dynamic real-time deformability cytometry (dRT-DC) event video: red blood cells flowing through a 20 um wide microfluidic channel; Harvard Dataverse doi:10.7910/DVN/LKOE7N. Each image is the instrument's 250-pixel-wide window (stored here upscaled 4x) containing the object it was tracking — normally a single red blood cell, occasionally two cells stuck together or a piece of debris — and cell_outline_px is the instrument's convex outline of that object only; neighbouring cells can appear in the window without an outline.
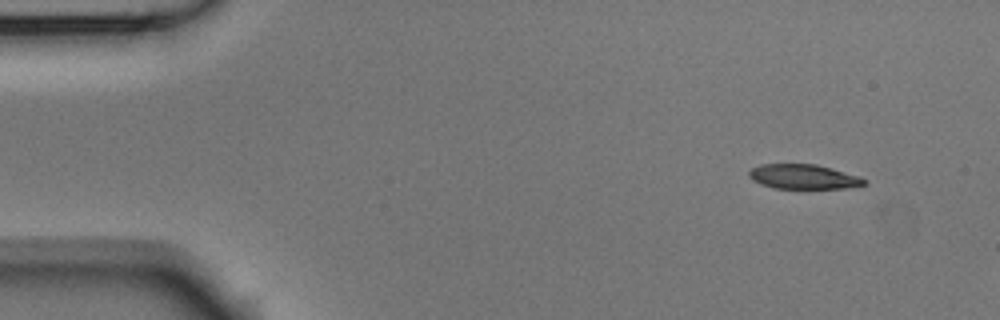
{"species": "Egyptian fruit bat (a non-hibernating species)", "species_latin": "Rousettus aegyptiacus", "temperature_condition": "room temperature", "stored_images_in_passage": 3, "camera_frame_rate_fps": 3000, "um_per_image_px": 0.085, "animal": {"sex": "male"}, "frame": {"image": 1, "passage_image": 1, "time_ms": 0.0, "image_size_px": [1000, 320], "cell_outline_px": [[868, 180], [864, 184], [844, 188], [776, 188], [760, 184], [752, 180], [748, 176], [748, 172], [752, 168], [760, 164], [816, 164], [860, 176]], "centroid_in_image_um": [68.27, 15.01], "position_along_channel_um": 16.7, "area_um2": 16.47}}